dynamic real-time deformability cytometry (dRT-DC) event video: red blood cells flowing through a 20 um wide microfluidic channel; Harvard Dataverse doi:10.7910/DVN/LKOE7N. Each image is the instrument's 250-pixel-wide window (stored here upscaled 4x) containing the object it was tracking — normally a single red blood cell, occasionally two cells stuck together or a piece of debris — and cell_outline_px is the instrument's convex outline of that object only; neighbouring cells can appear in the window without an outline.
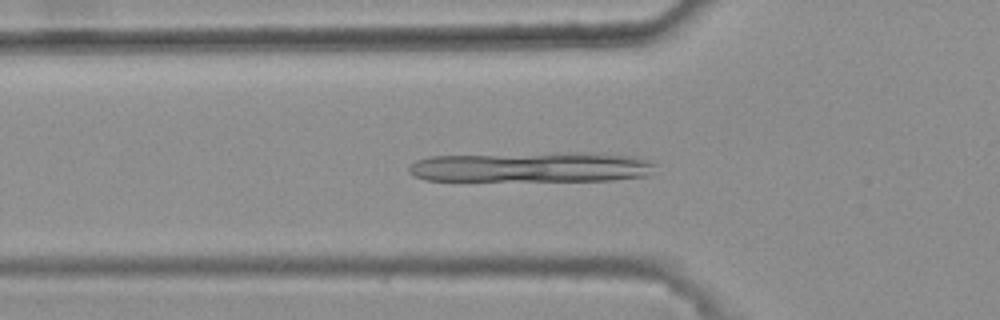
{"species": "common noctule bat (a hibernating species)", "species_latin": "Nyctalus noctula", "temperature_condition": "warm", "stored_images_in_passage": 36, "camera_frame_rate_fps": 3000, "um_per_image_px": 0.085, "animal": {"sex": "female", "body_mass_g": 25.1}, "frame": {"image": 1, "passage_image": 8, "time_ms": 2.333, "image_size_px": [1000, 320], "cell_outline_px": [[636, 164], [632, 176], [592, 180], [436, 180], [420, 176], [428, 160], [452, 156], [588, 156], [624, 160]], "centroid_in_image_um": [44.75, 14.3], "position_along_channel_um": 81.0, "area_um2": 34.28}}
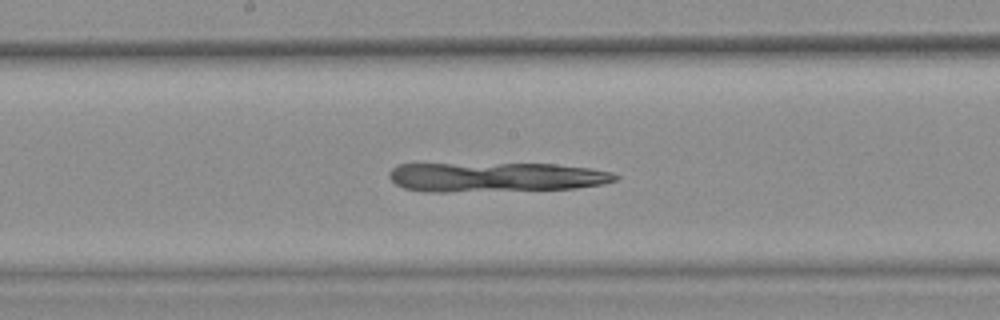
{"frame": {"image": 2, "passage_image": 18, "time_ms": 5.667, "image_size_px": [1000, 320], "cell_outline_px": [[616, 176], [612, 180], [596, 184], [568, 188], [412, 188], [400, 184], [392, 176], [392, 172], [396, 168], [404, 164], [548, 164], [580, 168], [604, 172]], "centroid_in_image_um": [42.21, 14.97], "position_along_channel_um": 206.0, "area_um2": 34.16}}
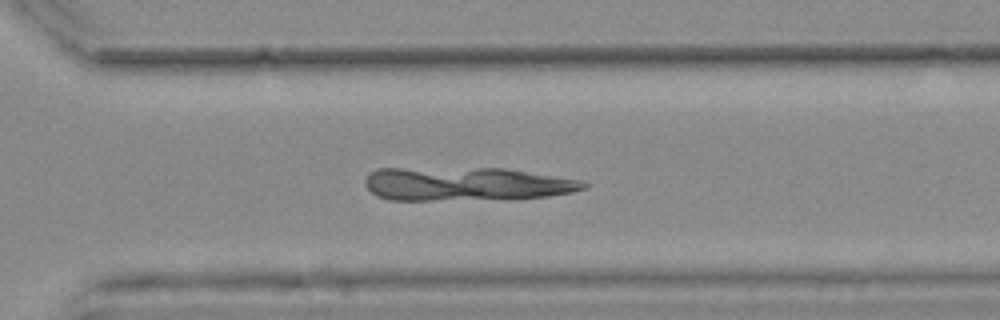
{"frame": {"image": 3, "passage_image": 28, "time_ms": 9.0, "image_size_px": [1000, 320], "cell_outline_px": [[584, 184], [580, 188], [564, 192], [540, 196], [416, 200], [400, 200], [380, 196], [372, 192], [368, 188], [368, 176], [372, 172], [384, 168], [392, 168], [516, 172], [568, 180]], "centroid_in_image_um": [39.29, 15.67], "position_along_channel_um": 331.3, "area_um2": 37.86}}